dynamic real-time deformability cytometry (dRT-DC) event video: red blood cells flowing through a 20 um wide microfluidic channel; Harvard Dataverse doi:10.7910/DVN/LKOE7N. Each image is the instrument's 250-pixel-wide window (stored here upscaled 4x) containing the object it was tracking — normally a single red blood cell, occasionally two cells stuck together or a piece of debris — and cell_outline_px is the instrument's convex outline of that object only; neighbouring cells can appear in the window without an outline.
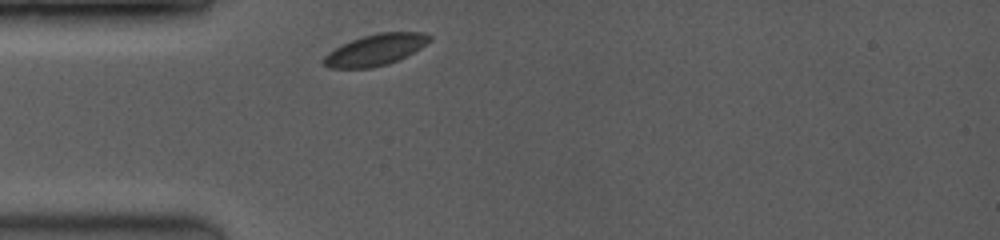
{"species": "common noctule bat (a hibernating species)", "species_latin": "Nyctalus noctula", "temperature_condition": "room temperature", "stored_images_in_passage": 5, "camera_frame_rate_fps": 3500, "um_per_image_px": 0.085, "animal": {"sex": "female", "body_mass_g": 19.0, "forearm_length_mm": 53.3}, "frame": {"image": 1, "passage_image": 1, "time_ms": 0.0, "image_size_px": [1000, 240], "cell_outline_px": [[432, 40], [420, 48], [388, 64], [372, 68], [328, 68], [324, 64], [324, 56], [328, 52], [352, 40], [364, 36], [380, 32], [424, 32], [432, 36]], "centroid_in_image_um": [31.93, 4.23], "position_along_channel_um": 53.1, "area_um2": 19.02}}
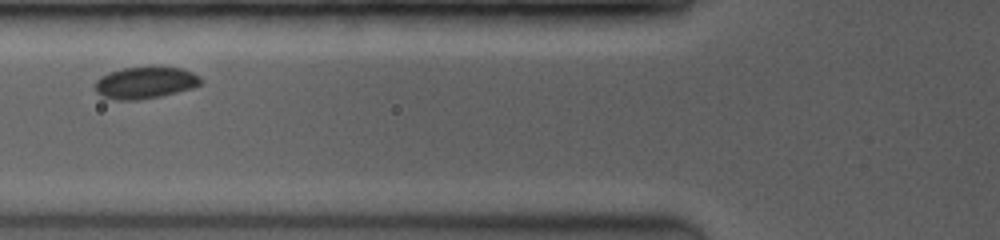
{"frame": {"image": 2, "passage_image": 3, "time_ms": 1.714, "image_size_px": [1000, 240], "cell_outline_px": [[204, 80], [200, 84], [192, 88], [160, 96], [136, 100], [116, 100], [100, 96], [96, 92], [96, 80], [100, 76], [108, 72], [120, 68], [184, 68], [200, 76]], "centroid_in_image_um": [12.33, 7.04], "position_along_channel_um": 113.5, "area_um2": 19.48}}
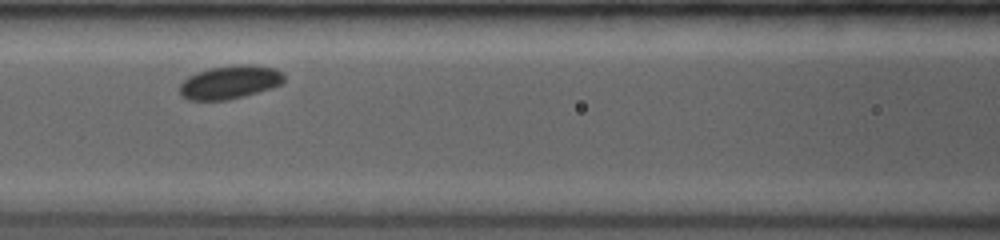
{"frame": {"image": 3, "passage_image": 4, "time_ms": 2.571, "image_size_px": [1000, 240], "cell_outline_px": [[284, 80], [280, 84], [244, 96], [228, 100], [188, 100], [180, 96], [180, 84], [188, 76], [196, 72], [208, 68], [240, 64], [252, 64], [276, 68], [284, 72]], "centroid_in_image_um": [19.52, 6.97], "position_along_channel_um": 147.1, "area_um2": 20.4}}